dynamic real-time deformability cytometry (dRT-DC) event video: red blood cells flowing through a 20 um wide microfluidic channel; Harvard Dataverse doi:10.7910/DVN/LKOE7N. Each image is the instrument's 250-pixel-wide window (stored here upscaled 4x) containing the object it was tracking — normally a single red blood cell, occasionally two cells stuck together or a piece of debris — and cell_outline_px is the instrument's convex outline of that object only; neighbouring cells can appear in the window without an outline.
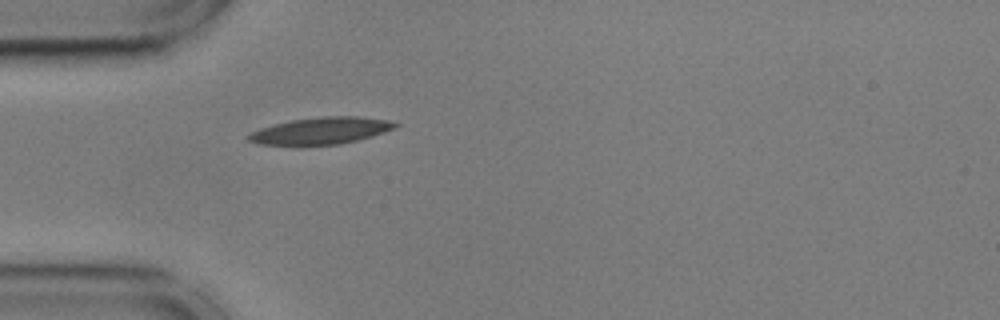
{"species": "common noctule bat (a hibernating species)", "species_latin": "Nyctalus noctula", "temperature_condition": "cold", "stored_images_in_passage": 5, "camera_frame_rate_fps": 3000, "um_per_image_px": 0.085, "animal": {"sex": "male", "body_mass_g": 17.9, "forearm_length_mm": 54.2}, "frame": {"image": 1, "passage_image": 1, "time_ms": 0.0, "image_size_px": [1000, 320], "cell_outline_px": [[400, 124], [396, 128], [372, 136], [340, 144], [304, 148], [296, 148], [256, 144], [248, 140], [244, 136], [260, 128], [292, 120], [324, 116], [356, 116], [388, 120]], "centroid_in_image_um": [27.19, 11.17], "position_along_channel_um": 57.8, "area_um2": 23.93}}